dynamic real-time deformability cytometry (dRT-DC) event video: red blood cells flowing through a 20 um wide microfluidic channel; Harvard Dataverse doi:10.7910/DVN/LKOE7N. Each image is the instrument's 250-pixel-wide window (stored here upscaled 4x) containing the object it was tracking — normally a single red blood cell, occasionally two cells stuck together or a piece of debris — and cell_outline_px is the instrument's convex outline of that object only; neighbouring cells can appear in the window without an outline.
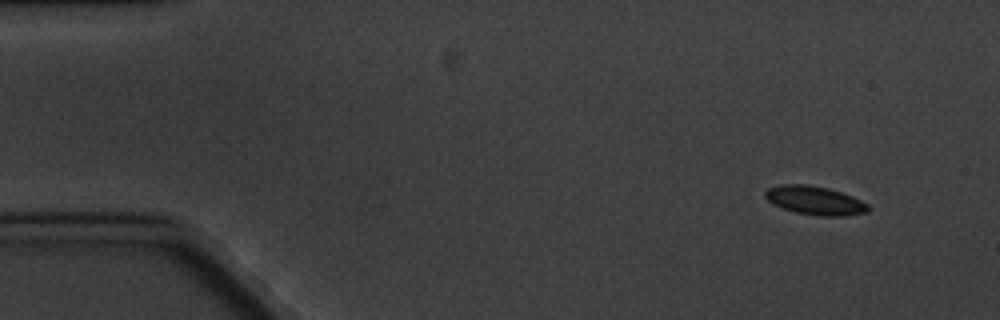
{"species": "common noctule bat (a hibernating species)", "species_latin": "Nyctalus noctula", "temperature_condition": "cold", "stored_images_in_passage": 10, "camera_frame_rate_fps": 3000, "um_per_image_px": 0.085, "animal": {"sex": "male", "body_mass_g": 20.1, "forearm_length_mm": 53.5}, "frame": {"image": 1, "passage_image": 1, "time_ms": 0.0, "image_size_px": [1000, 320], "cell_outline_px": [[868, 212], [844, 216], [816, 216], [796, 212], [772, 204], [764, 196], [764, 192], [768, 188], [780, 184], [808, 184], [828, 188], [852, 196], [868, 204]], "centroid_in_image_um": [69.24, 17.03], "position_along_channel_um": 15.8, "area_um2": 17.22}}
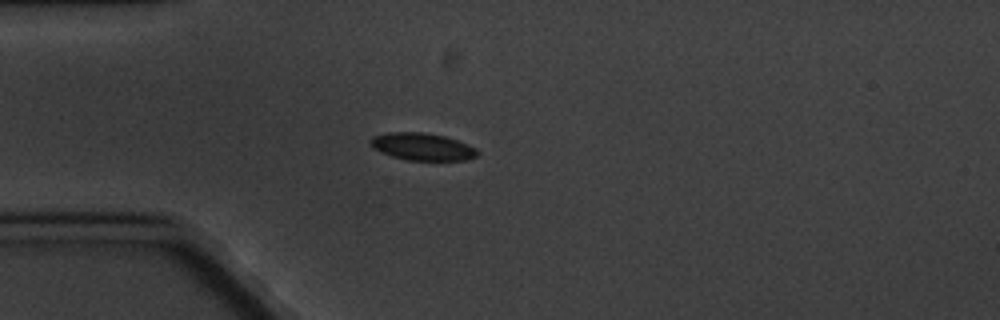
{"frame": {"image": 2, "passage_image": 4, "time_ms": 3.667, "image_size_px": [1000, 320], "cell_outline_px": [[480, 152], [476, 156], [464, 160], [408, 160], [392, 156], [380, 152], [372, 148], [368, 140], [372, 136], [388, 132], [424, 132], [444, 136], [456, 140], [476, 148]], "centroid_in_image_um": [35.85, 12.46], "position_along_channel_um": 49.2, "area_um2": 17.05}}